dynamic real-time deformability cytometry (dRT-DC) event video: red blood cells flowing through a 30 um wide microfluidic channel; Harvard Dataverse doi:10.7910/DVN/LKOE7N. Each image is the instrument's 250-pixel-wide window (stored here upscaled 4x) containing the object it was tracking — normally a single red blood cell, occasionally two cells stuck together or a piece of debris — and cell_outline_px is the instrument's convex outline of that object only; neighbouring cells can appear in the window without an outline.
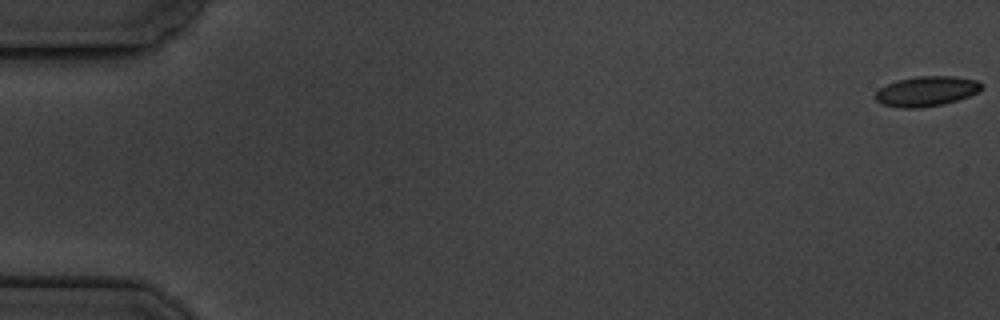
{"species": "common noctule bat (a hibernating species)", "species_latin": "Nyctalus noctula", "temperature_condition": "cold", "stored_images_in_passage": 6, "camera_frame_rate_fps": 3000, "um_per_image_px": 0.085, "animal": {"sex": "male", "body_mass_g": 19.5, "forearm_length_mm": 54.6}, "frame": {"image": 1, "passage_image": 1, "time_ms": 0.0, "image_size_px": [1000, 320], "cell_outline_px": [[984, 84], [976, 92], [968, 96], [944, 104], [920, 108], [900, 108], [880, 104], [872, 96], [880, 88], [896, 80], [916, 76], [952, 76], [976, 80]], "centroid_in_image_um": [78.69, 7.76], "position_along_channel_um": 6.3, "area_um2": 18.61}}
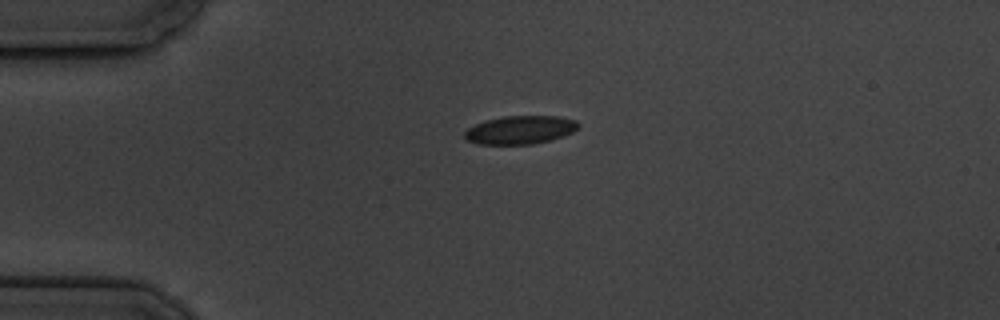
{"frame": {"image": 2, "passage_image": 5, "time_ms": 4.667, "image_size_px": [1000, 320], "cell_outline_px": [[580, 128], [564, 136], [552, 140], [532, 144], [476, 144], [468, 140], [464, 136], [464, 132], [468, 128], [484, 120], [504, 116], [560, 116], [576, 120], [580, 124]], "centroid_in_image_um": [44.25, 11.04], "position_along_channel_um": 40.7, "area_um2": 18.96}}